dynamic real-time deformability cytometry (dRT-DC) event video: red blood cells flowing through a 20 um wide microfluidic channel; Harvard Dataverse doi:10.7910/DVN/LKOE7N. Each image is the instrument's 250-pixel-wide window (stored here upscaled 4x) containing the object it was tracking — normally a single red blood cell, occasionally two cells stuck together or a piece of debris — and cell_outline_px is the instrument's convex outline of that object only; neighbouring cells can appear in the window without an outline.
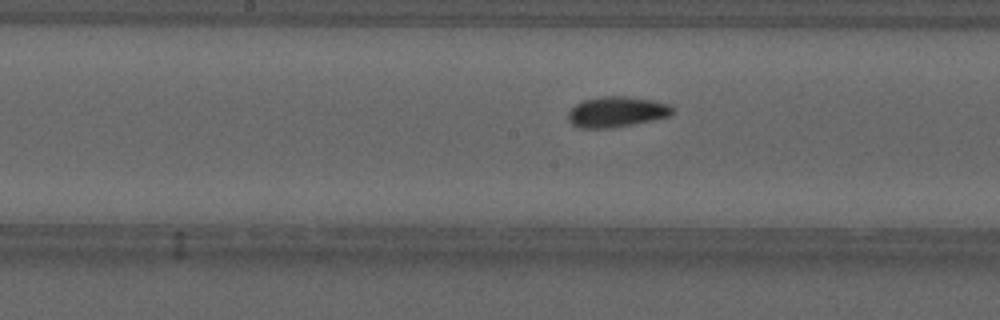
{"species": "common noctule bat (a hibernating species)", "species_latin": "Nyctalus noctula", "temperature_condition": "cold", "stored_images_in_passage": 20, "camera_frame_rate_fps": 3000, "um_per_image_px": 0.085, "animal": {"sex": "male", "forearm_length_mm": 52.5}, "frame": {"image": 1, "passage_image": 17, "time_ms": 5.333, "image_size_px": [1000, 320], "cell_outline_px": [[672, 112], [668, 116], [652, 120], [612, 128], [580, 128], [572, 124], [568, 120], [568, 112], [576, 104], [584, 100], [604, 96], [628, 96], [652, 100], [668, 104], [672, 108]], "centroid_in_image_um": [52.38, 9.51], "position_along_channel_um": 195.8, "area_um2": 18.38}}